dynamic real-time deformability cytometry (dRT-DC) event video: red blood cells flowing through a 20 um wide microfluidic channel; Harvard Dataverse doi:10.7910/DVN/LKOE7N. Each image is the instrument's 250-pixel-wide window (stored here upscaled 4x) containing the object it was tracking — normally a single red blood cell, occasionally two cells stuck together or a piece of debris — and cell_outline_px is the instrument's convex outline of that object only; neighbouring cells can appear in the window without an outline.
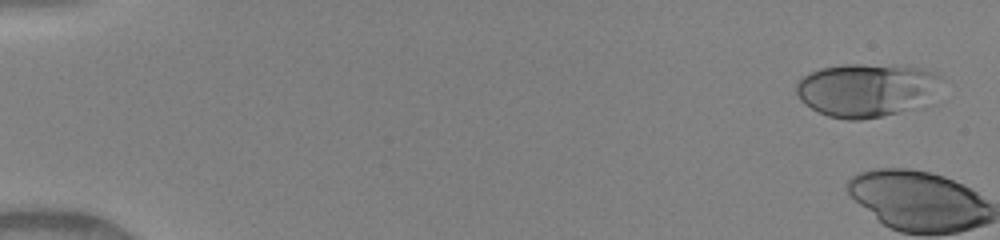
{"species": "human", "species_latin": "Homo sapiens", "temperature_condition": "warm", "stored_images_in_passage": 4, "camera_frame_rate_fps": 3000, "um_per_image_px": 0.085, "donor": {"sex": "female"}, "frame": {"image": 1, "passage_image": 1, "time_ms": 0.0, "image_size_px": [1000, 240], "cell_outline_px": [[944, 76], [928, 104], [924, 108], [860, 120], [848, 120], [828, 116], [812, 108], [800, 100], [796, 92], [796, 84], [808, 72], [820, 68], [844, 64], [864, 64], [924, 68], [936, 72]], "centroid_in_image_um": [73.72, 7.66], "position_along_channel_um": 11.3, "area_um2": 45.89}}